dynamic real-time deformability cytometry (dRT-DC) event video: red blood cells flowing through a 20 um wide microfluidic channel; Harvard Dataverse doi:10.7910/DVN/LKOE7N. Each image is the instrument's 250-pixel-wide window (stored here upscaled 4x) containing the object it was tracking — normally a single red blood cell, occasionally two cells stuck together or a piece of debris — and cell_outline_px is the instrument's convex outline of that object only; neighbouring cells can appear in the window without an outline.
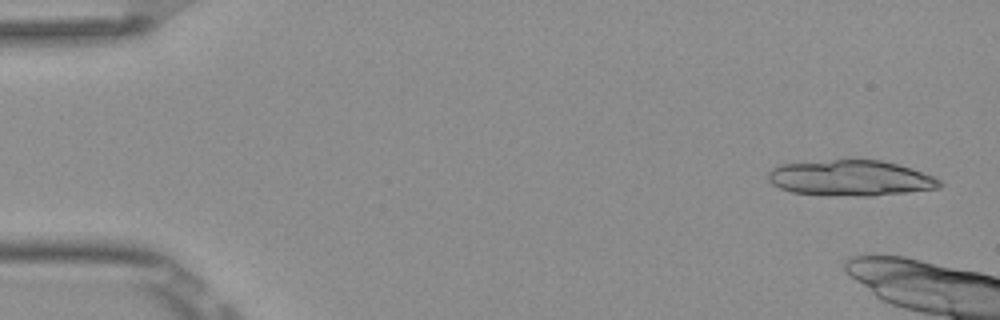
{"species": "Egyptian fruit bat (a non-hibernating species)", "species_latin": "Rousettus aegyptiacus", "temperature_condition": "room temperature", "stored_images_in_passage": 8, "camera_frame_rate_fps": 3000, "um_per_image_px": 0.085, "frame": {"image": 1, "passage_image": 2, "time_ms": 0.333, "image_size_px": [1000, 320], "cell_outline_px": [[944, 184], [940, 188], [908, 192], [872, 196], [820, 196], [792, 192], [780, 188], [772, 184], [768, 180], [768, 172], [772, 168], [780, 164], [832, 160], [880, 160], [912, 168], [936, 176]], "centroid_in_image_um": [72.32, 15.15], "position_along_channel_um": 12.7, "area_um2": 36.13}}